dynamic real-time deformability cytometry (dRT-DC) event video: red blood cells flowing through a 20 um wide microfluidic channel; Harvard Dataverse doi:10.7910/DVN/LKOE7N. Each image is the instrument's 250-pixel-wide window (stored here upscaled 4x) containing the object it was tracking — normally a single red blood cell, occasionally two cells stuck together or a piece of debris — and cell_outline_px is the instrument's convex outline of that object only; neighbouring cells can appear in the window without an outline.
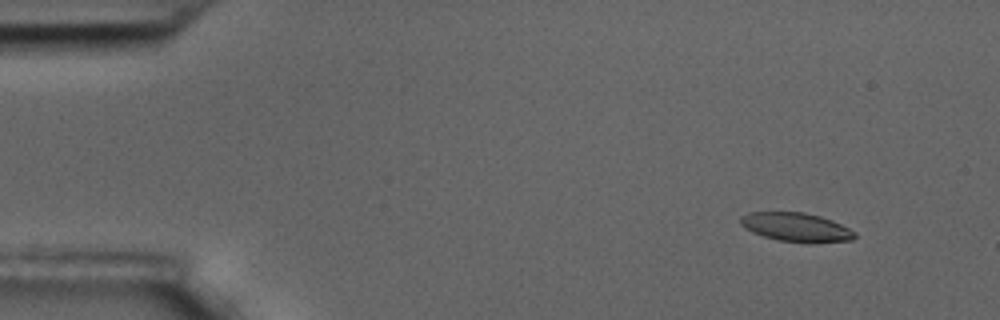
{"species": "common noctule bat (a hibernating species)", "species_latin": "Nyctalus noctula", "temperature_condition": "room temperature", "stored_images_in_passage": 59, "camera_frame_rate_fps": 3000, "um_per_image_px": 0.085, "animal": {"sex": "male", "body_mass_g": 17.5, "forearm_length_mm": 52.3}, "frame": {"image": 1, "passage_image": 6, "time_ms": 1.667, "image_size_px": [1000, 320], "cell_outline_px": [[856, 236], [852, 240], [812, 244], [776, 240], [752, 232], [744, 228], [740, 224], [740, 216], [748, 212], [804, 212], [820, 216], [832, 220], [856, 232]], "centroid_in_image_um": [67.67, 19.32], "position_along_channel_um": 17.3, "area_um2": 19.54}}
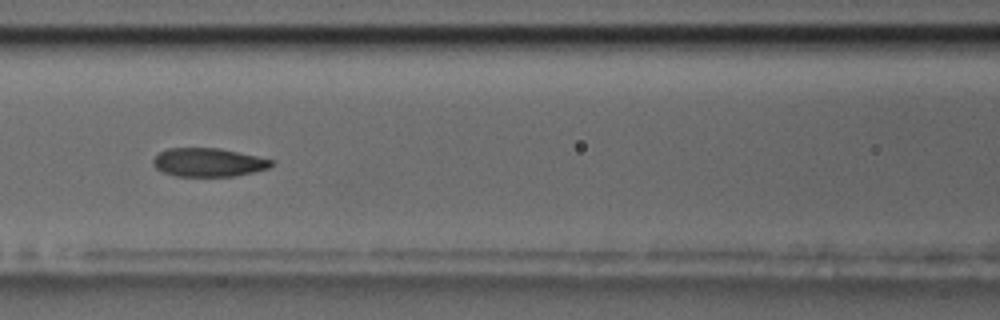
{"frame": {"image": 2, "passage_image": 26, "time_ms": 8.333, "image_size_px": [1000, 320], "cell_outline_px": [[276, 160], [268, 168], [252, 172], [232, 176], [176, 176], [164, 172], [156, 168], [152, 164], [152, 160], [160, 152], [168, 148], [220, 148]], "centroid_in_image_um": [17.71, 13.79], "position_along_channel_um": 148.9, "area_um2": 19.59}}
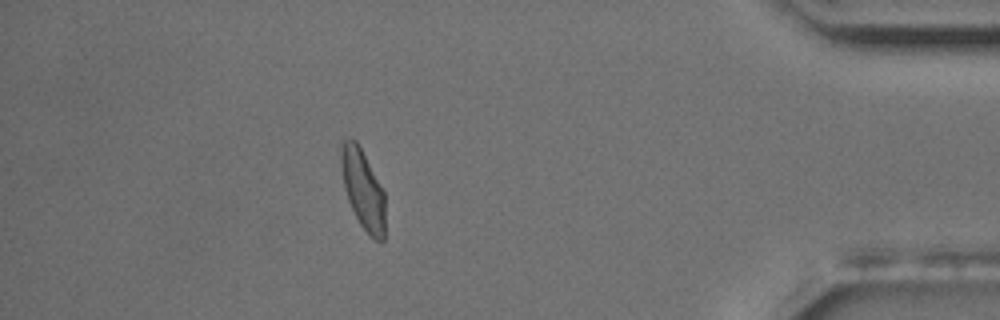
{"frame": {"image": 3, "passage_image": 52, "time_ms": 17.0, "image_size_px": [1000, 320], "cell_outline_px": [[384, 240], [380, 244], [360, 224], [348, 200], [344, 188], [340, 164], [340, 152], [344, 140], [348, 136], [352, 136], [356, 140], [384, 192]], "centroid_in_image_um": [30.83, 16.06], "position_along_channel_um": 404.4, "area_um2": 20.17}, "authors_computed_cell_mechanics": {"area_um2": 20.4034, "velocity_mm_per_s": 3.4774, "shape_relaxation_time_tau1_ms": 4.7932, "shape_relaxation_time_tau2_ms": 1.5625, "deformation_change_tau1": 0.1342, "deformation_change_tau2": 0.0605}}